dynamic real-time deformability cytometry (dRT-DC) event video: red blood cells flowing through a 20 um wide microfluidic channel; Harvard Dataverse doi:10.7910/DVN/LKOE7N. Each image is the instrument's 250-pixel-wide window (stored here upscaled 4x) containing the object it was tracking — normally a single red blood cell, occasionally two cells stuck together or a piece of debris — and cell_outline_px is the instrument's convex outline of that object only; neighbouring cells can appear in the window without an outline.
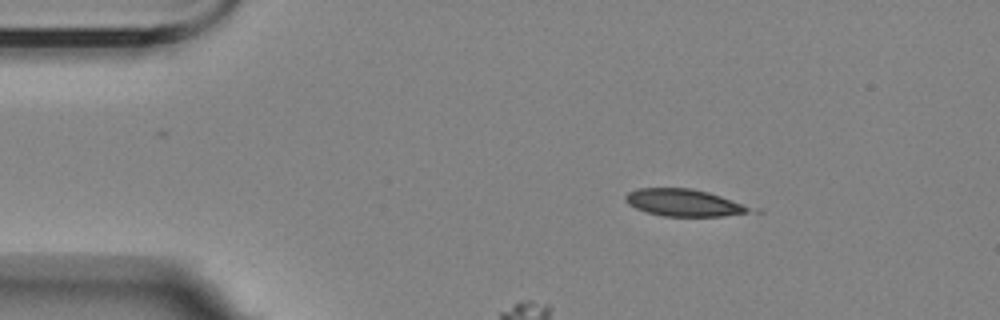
{"species": "Egyptian fruit bat (a non-hibernating species)", "species_latin": "Rousettus aegyptiacus", "temperature_condition": "room temperature", "stored_images_in_passage": 9, "camera_frame_rate_fps": 3000, "um_per_image_px": 0.085, "animal": {"sex": "female"}, "frame": {"image": 1, "passage_image": 1, "time_ms": 0.0, "image_size_px": [1000, 320], "cell_outline_px": [[748, 212], [724, 216], [664, 216], [648, 212], [636, 208], [628, 204], [624, 200], [624, 196], [628, 192], [636, 188], [692, 188], [708, 192], [720, 196], [740, 204], [748, 208]], "centroid_in_image_um": [57.99, 17.21], "position_along_channel_um": 27.0, "area_um2": 19.19}}
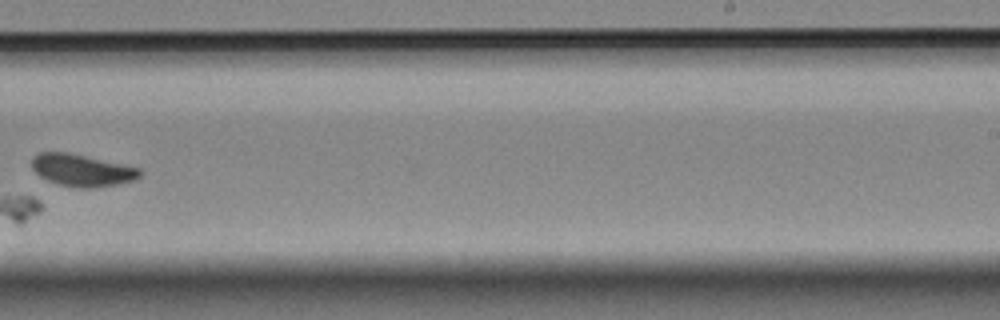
{"frame": {"image": 2, "passage_image": 9, "time_ms": 9.0, "image_size_px": [1000, 320], "cell_outline_px": [[140, 176], [136, 180], [120, 184], [92, 188], [72, 188], [56, 184], [40, 176], [32, 168], [32, 156], [40, 152], [68, 152], [140, 168]], "centroid_in_image_um": [6.95, 14.48], "position_along_channel_um": 282.0, "area_um2": 20.35}}